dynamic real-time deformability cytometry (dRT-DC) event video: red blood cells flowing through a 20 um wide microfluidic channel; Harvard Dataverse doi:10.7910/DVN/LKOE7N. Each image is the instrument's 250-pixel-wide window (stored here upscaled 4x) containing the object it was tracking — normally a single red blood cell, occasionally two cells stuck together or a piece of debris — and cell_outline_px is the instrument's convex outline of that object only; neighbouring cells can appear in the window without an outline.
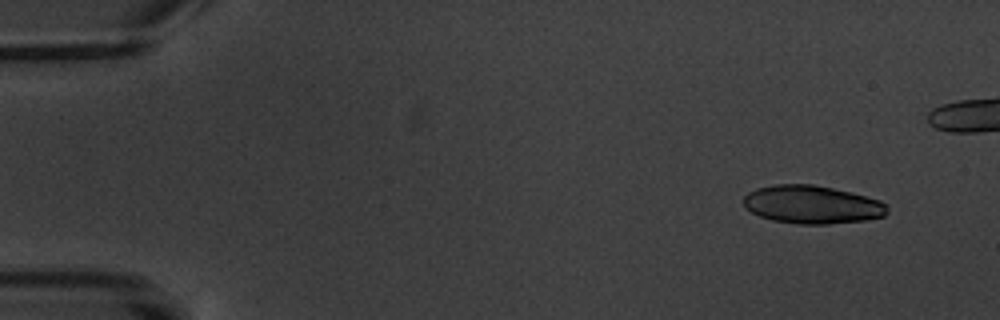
{"species": "common noctule bat (a hibernating species)", "species_latin": "Nyctalus noctula", "temperature_condition": "warm", "stored_images_in_passage": 6, "camera_frame_rate_fps": 3000, "um_per_image_px": 0.085, "animal": {"sex": "male", "body_mass_g": 20.1, "forearm_length_mm": 53.5}, "frame": {"image": 1, "passage_image": 2, "time_ms": 1.0, "image_size_px": [1000, 320], "cell_outline_px": [[888, 212], [884, 216], [864, 220], [828, 224], [800, 224], [772, 220], [760, 216], [744, 208], [744, 196], [748, 192], [756, 188], [776, 184], [812, 184], [852, 192], [880, 200], [888, 204]], "centroid_in_image_um": [69.03, 17.38], "position_along_channel_um": 16.0, "area_um2": 32.08}}